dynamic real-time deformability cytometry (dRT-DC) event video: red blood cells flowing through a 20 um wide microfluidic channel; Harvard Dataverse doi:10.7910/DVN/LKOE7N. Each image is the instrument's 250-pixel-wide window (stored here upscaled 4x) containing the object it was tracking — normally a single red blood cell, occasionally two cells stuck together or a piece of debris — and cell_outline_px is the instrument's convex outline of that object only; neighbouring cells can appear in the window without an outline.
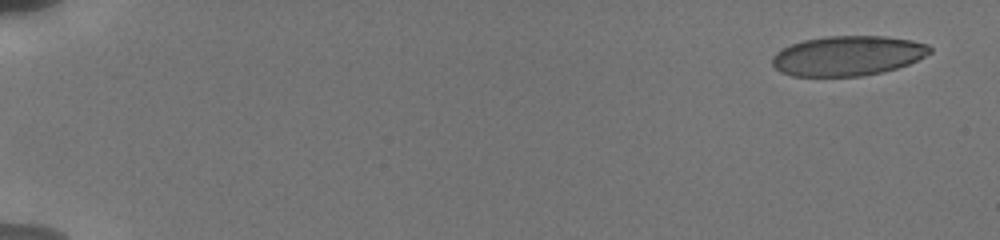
{"species": "human", "species_latin": "Homo sapiens", "temperature_condition": "cold", "stored_images_in_passage": 10, "camera_frame_rate_fps": 3000, "um_per_image_px": 0.085, "donor": {"sex": "male"}, "frame": {"image": 1, "passage_image": 1, "time_ms": 0.0, "image_size_px": [1000, 240], "cell_outline_px": [[932, 52], [908, 64], [884, 72], [860, 76], [792, 76], [780, 72], [772, 64], [772, 56], [776, 52], [792, 44], [804, 40], [824, 36], [884, 36], [912, 40], [928, 44], [932, 48]], "centroid_in_image_um": [72.06, 4.74], "position_along_channel_um": 12.9, "area_um2": 36.65}}
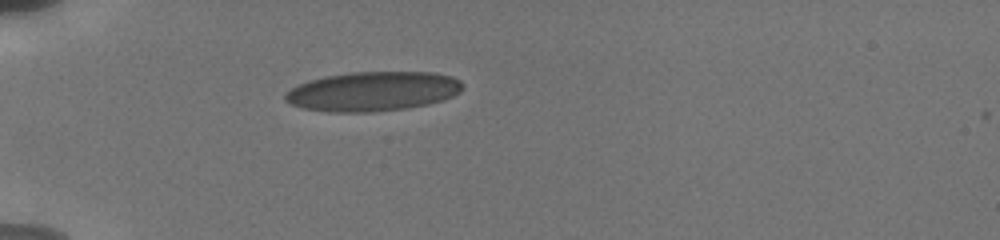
{"frame": {"image": 2, "passage_image": 9, "time_ms": 5.0, "image_size_px": [1000, 240], "cell_outline_px": [[464, 88], [460, 92], [444, 100], [428, 104], [404, 108], [372, 112], [328, 112], [304, 108], [292, 104], [284, 100], [284, 96], [292, 88], [308, 80], [324, 76], [352, 72], [436, 72], [452, 76], [460, 80], [464, 84]], "centroid_in_image_um": [31.73, 7.76], "position_along_channel_um": 53.3, "area_um2": 40.92}}